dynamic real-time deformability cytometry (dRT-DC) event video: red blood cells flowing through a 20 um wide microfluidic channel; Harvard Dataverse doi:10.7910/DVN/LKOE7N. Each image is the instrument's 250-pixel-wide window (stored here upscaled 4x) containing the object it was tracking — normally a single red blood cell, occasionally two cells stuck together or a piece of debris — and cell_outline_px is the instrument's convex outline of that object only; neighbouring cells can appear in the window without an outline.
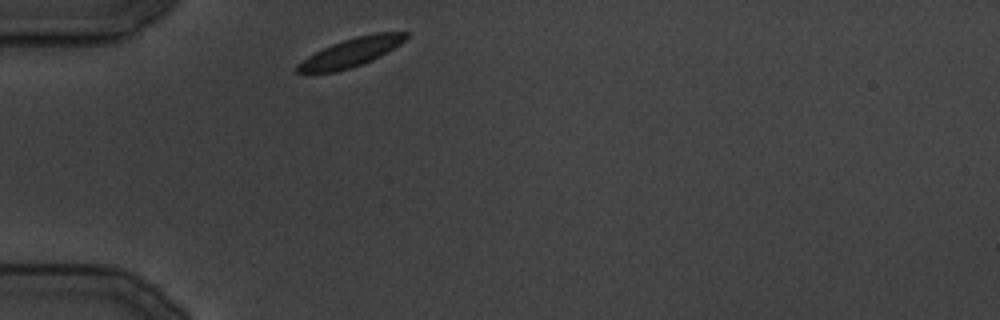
{"species": "common noctule bat (a hibernating species)", "species_latin": "Nyctalus noctula", "temperature_condition": "cold", "stored_images_in_passage": 6, "camera_frame_rate_fps": 3000, "um_per_image_px": 0.085, "animal": {"sex": "male", "body_mass_g": 19.5, "forearm_length_mm": 54.6}, "frame": {"image": 1, "passage_image": 1, "time_ms": 0.0, "image_size_px": [1000, 320], "cell_outline_px": [[408, 36], [400, 44], [380, 56], [372, 60], [336, 72], [296, 72], [296, 64], [308, 56], [332, 44], [356, 36], [376, 32], [408, 32]], "centroid_in_image_um": [29.85, 4.44], "position_along_channel_um": 55.2, "area_um2": 17.74}}
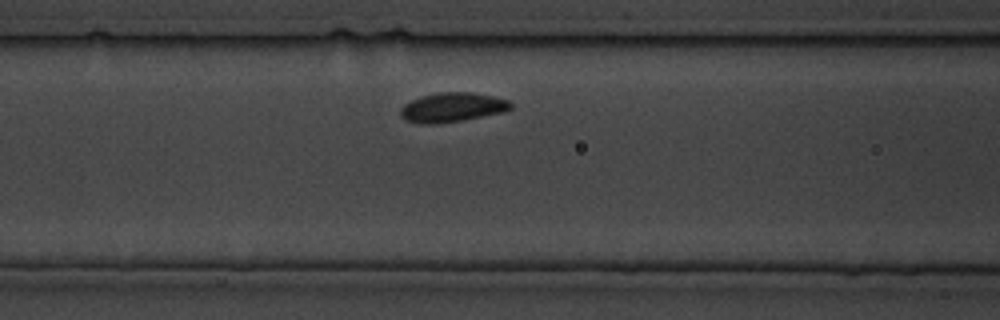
{"frame": {"image": 2, "passage_image": 6, "time_ms": 5.667, "image_size_px": [1000, 320], "cell_outline_px": [[512, 108], [504, 112], [460, 120], [436, 124], [420, 124], [404, 120], [400, 116], [400, 108], [404, 104], [420, 96], [440, 92], [468, 92], [492, 96], [508, 100], [512, 104]], "centroid_in_image_um": [38.4, 9.13], "position_along_channel_um": 128.2, "area_um2": 18.84}}